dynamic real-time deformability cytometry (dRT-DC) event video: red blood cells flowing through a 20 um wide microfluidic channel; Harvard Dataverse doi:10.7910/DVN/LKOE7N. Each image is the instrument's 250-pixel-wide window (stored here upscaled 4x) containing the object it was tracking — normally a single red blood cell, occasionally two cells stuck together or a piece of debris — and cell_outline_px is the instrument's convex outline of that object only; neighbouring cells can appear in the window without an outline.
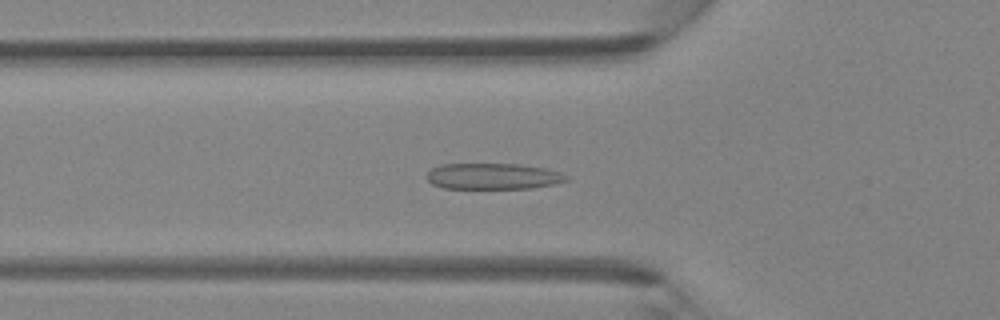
{"species": "Egyptian fruit bat (a non-hibernating species)", "species_latin": "Rousettus aegyptiacus", "temperature_condition": "room temperature", "stored_images_in_passage": 45, "camera_frame_rate_fps": 3000, "um_per_image_px": 0.085, "animal": {"sex": "female"}, "frame": {"image": 1, "passage_image": 15, "time_ms": 4.667, "image_size_px": [1000, 320], "cell_outline_px": [[568, 180], [556, 184], [532, 188], [444, 188], [432, 184], [428, 180], [428, 172], [432, 168], [440, 164], [520, 164], [544, 168], [560, 172], [568, 176]], "centroid_in_image_um": [41.93, 14.98], "position_along_channel_um": 83.9, "area_um2": 21.15}}
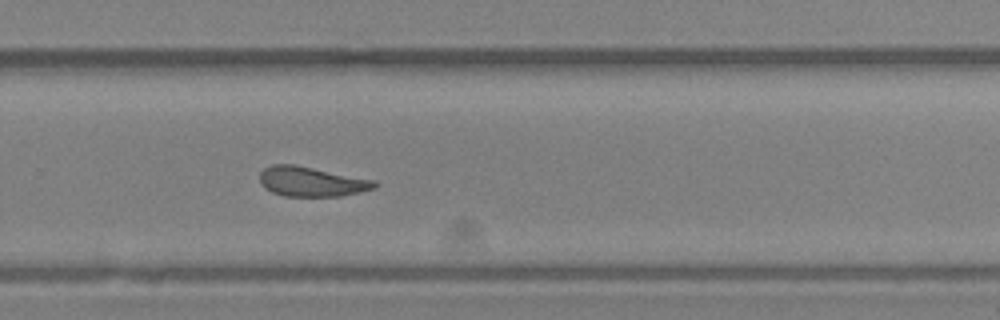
{"frame": {"image": 2, "passage_image": 30, "time_ms": 9.667, "image_size_px": [1000, 320], "cell_outline_px": [[380, 184], [376, 188], [360, 192], [340, 196], [284, 196], [272, 192], [264, 188], [260, 184], [260, 172], [264, 168], [272, 164], [296, 164], [376, 180]], "centroid_in_image_um": [26.5, 15.43], "position_along_channel_um": 303.3, "area_um2": 20.23}}
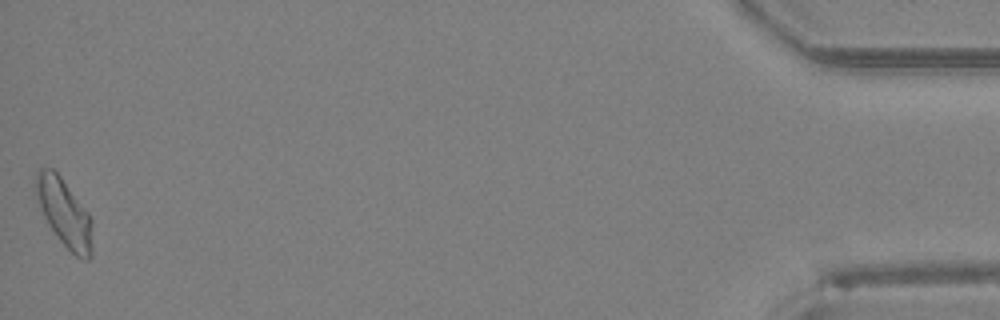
{"frame": {"image": 3, "passage_image": 45, "time_ms": 14.667, "image_size_px": [1000, 320], "cell_outline_px": [[92, 256], [88, 260], [84, 260], [76, 256], [60, 240], [48, 224], [36, 200], [36, 172], [40, 168], [52, 168], [60, 176], [88, 212], [92, 220]], "centroid_in_image_um": [5.48, 18.1], "position_along_channel_um": 429.7, "area_um2": 22.14}}